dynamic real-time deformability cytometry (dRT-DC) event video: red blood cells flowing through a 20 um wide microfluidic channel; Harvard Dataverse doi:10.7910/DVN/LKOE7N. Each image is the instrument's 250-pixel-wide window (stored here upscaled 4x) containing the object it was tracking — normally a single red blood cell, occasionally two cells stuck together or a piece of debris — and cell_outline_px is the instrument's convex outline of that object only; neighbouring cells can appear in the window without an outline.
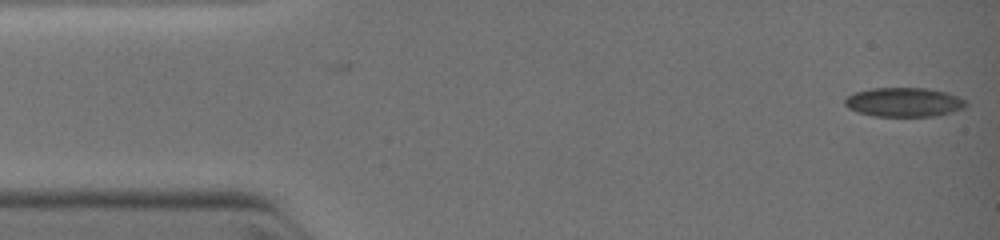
{"species": "common noctule bat (a hibernating species)", "species_latin": "Nyctalus noctula", "temperature_condition": "warm", "stored_images_in_passage": 11, "camera_frame_rate_fps": 3000, "um_per_image_px": 0.085, "animal": {"sex": "female", "body_mass_g": 19.0, "forearm_length_mm": 51.5}, "frame": {"image": 1, "passage_image": 1, "time_ms": 0.0, "image_size_px": [1000, 240], "cell_outline_px": [[968, 104], [964, 108], [952, 112], [932, 116], [876, 116], [856, 112], [848, 108], [844, 104], [844, 100], [848, 96], [856, 92], [872, 88], [928, 88], [944, 92], [956, 96], [964, 100]], "centroid_in_image_um": [76.81, 8.69], "position_along_channel_um": 8.2, "area_um2": 20.46}}